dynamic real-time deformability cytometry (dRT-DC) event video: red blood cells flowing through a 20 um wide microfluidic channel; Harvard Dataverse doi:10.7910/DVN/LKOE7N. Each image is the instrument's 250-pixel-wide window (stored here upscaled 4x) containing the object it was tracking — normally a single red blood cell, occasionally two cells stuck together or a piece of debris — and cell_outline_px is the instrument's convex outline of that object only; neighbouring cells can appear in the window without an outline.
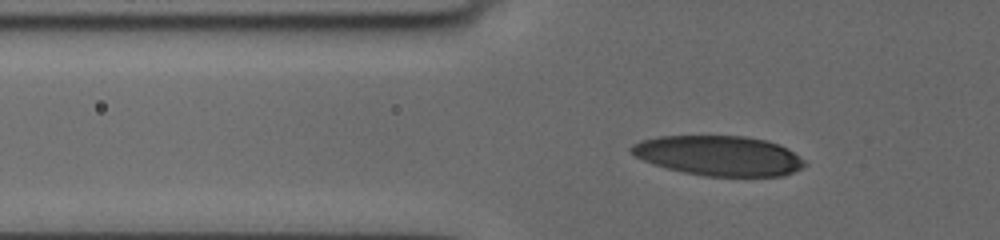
{"species": "human", "species_latin": "Homo sapiens", "temperature_condition": "cold", "stored_images_in_passage": 50, "camera_frame_rate_fps": 3000, "um_per_image_px": 0.085, "donor": {"sex": "female"}, "frame": {"image": 1, "passage_image": 18, "time_ms": 5.667, "image_size_px": [1000, 240], "cell_outline_px": [[808, 164], [784, 176], [704, 176], [684, 172], [652, 164], [636, 156], [628, 148], [632, 144], [640, 140], [660, 136], [744, 136], [764, 140], [780, 144], [788, 148], [804, 160]], "centroid_in_image_um": [61.1, 13.23], "position_along_channel_um": 64.7, "area_um2": 40.29}}
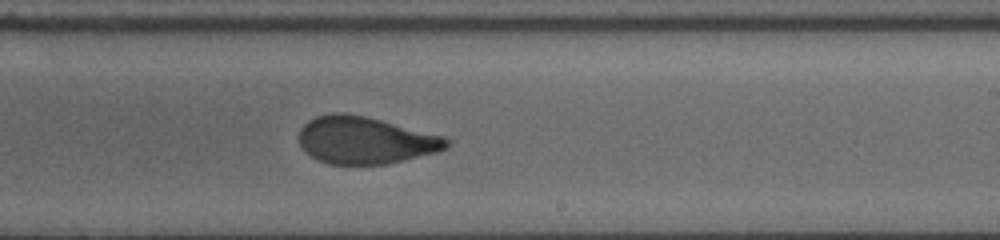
{"frame": {"image": 2, "passage_image": 35, "time_ms": 11.333, "image_size_px": [1000, 240], "cell_outline_px": [[452, 140], [448, 148], [436, 152], [384, 164], [328, 164], [304, 152], [300, 144], [300, 128], [308, 120], [316, 116], [332, 112], [344, 112], [364, 116], [444, 136]], "centroid_in_image_um": [31.03, 11.91], "position_along_channel_um": 258.0, "area_um2": 40.4}}
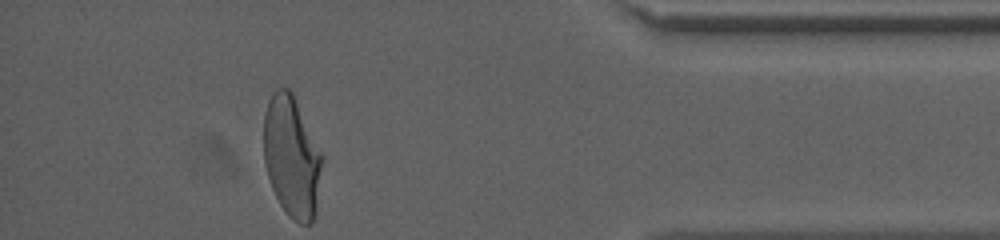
{"frame": {"image": 3, "passage_image": 50, "time_ms": 16.333, "image_size_px": [1000, 240], "cell_outline_px": [[324, 156], [316, 208], [312, 224], [300, 224], [292, 220], [288, 216], [280, 204], [272, 188], [264, 164], [264, 116], [268, 100], [272, 92], [276, 88], [288, 88], [292, 92]], "centroid_in_image_um": [24.8, 13.33], "position_along_channel_um": 410.4, "area_um2": 41.56}, "authors_computed_cell_mechanics": {"area_um2": 40.8068, "velocity_mm_per_s": 3.6415, "shape_relaxation_time_tau1_ms": 5.3188, "shape_relaxation_time_tau2_ms": 1.1864, "deformation_change_tau1": 0.1852, "deformation_change_tau2": 0.0675}}